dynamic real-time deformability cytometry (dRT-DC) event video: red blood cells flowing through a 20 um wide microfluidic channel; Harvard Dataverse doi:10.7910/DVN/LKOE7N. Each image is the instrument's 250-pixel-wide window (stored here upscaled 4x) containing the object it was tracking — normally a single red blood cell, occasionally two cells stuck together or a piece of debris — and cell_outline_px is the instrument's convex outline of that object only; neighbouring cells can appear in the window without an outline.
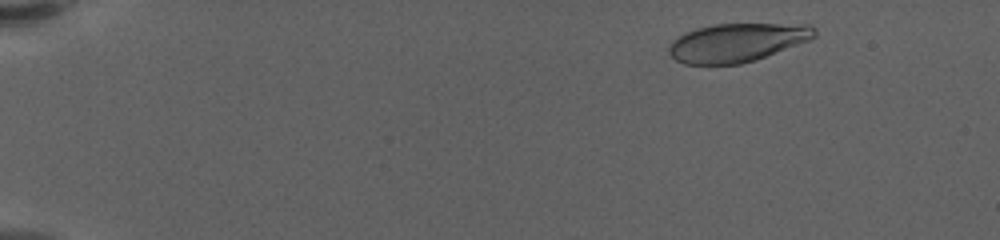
{"species": "human", "species_latin": "Homo sapiens", "temperature_condition": "warm", "stored_images_in_passage": 58, "camera_frame_rate_fps": 3000, "um_per_image_px": 0.085, "donor": {"sex": "female"}, "frame": {"image": 1, "passage_image": 6, "time_ms": 1.667, "image_size_px": [1000, 240], "cell_outline_px": [[816, 36], [812, 40], [756, 60], [740, 64], [684, 64], [676, 60], [668, 52], [668, 48], [672, 40], [696, 28], [716, 24], [812, 24], [816, 28]], "centroid_in_image_um": [62.71, 3.61], "position_along_channel_um": 22.3, "area_um2": 32.89}}
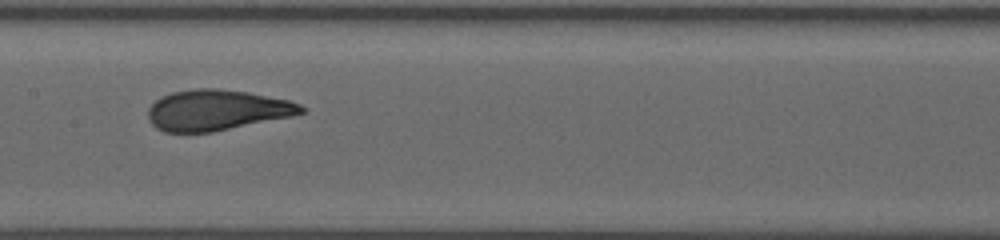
{"frame": {"image": 2, "passage_image": 31, "time_ms": 10.0, "image_size_px": [1000, 240], "cell_outline_px": [[304, 112], [292, 116], [212, 132], [164, 132], [156, 128], [148, 120], [148, 108], [156, 100], [172, 92], [196, 88], [216, 88], [248, 92], [288, 100], [300, 104], [304, 108]], "centroid_in_image_um": [18.41, 9.36], "position_along_channel_um": 189.0, "area_um2": 36.13}}
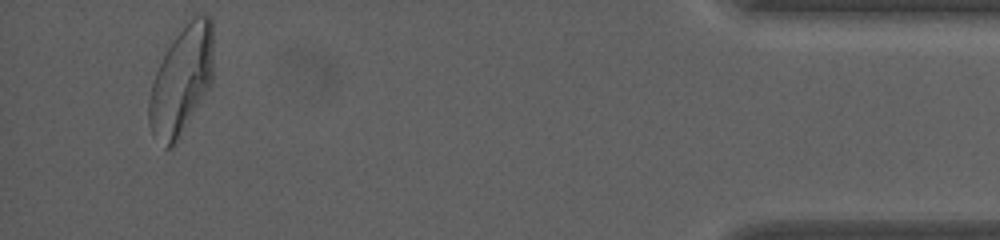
{"frame": {"image": 3, "passage_image": 56, "time_ms": 18.333, "image_size_px": [1000, 240], "cell_outline_px": [[212, 80], [208, 88], [180, 136], [172, 148], [164, 148], [152, 136], [148, 124], [148, 100], [152, 84], [156, 72], [168, 48], [176, 36], [196, 12], [204, 12], [212, 16]], "centroid_in_image_um": [15.41, 6.84], "position_along_channel_um": 419.8, "area_um2": 40.4}, "authors_computed_cell_mechanics": {"area_um2": 36.125, "velocity_mm_per_s": 3.5049, "shape_relaxation_time_tau1_ms": 5.0519, "shape_relaxation_time_tau2_ms": 0.7944, "deformation_change_tau1": 0.2034, "deformation_change_tau2": 0.0591}}